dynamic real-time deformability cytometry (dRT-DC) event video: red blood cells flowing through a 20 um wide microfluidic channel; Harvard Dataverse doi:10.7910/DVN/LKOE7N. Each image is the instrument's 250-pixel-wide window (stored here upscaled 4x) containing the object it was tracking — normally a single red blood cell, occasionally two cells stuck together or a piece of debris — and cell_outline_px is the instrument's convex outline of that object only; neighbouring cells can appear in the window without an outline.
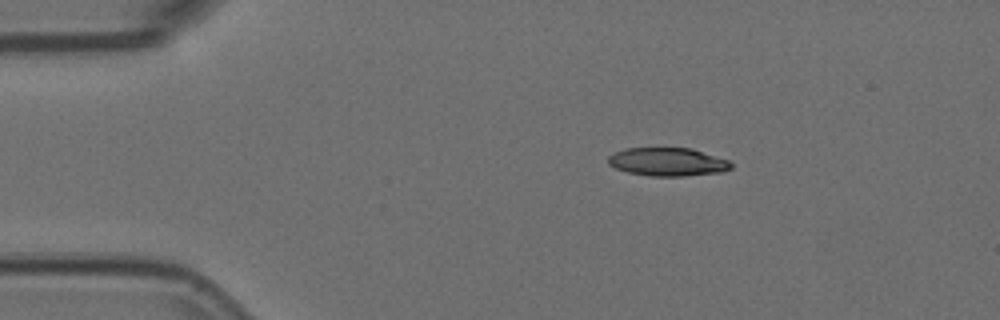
{"species": "Egyptian fruit bat (a non-hibernating species)", "species_latin": "Rousettus aegyptiacus", "temperature_condition": "room temperature", "stored_images_in_passage": 4, "camera_frame_rate_fps": 3000, "um_per_image_px": 0.085, "animal": {"sex": "female"}, "frame": {"image": 1, "passage_image": 1, "time_ms": 0.0, "image_size_px": [1000, 320], "cell_outline_px": [[732, 168], [720, 172], [684, 176], [652, 176], [628, 172], [616, 168], [608, 164], [608, 156], [612, 152], [624, 148], [692, 148], [728, 160], [732, 164]], "centroid_in_image_um": [56.72, 13.75], "position_along_channel_um": 28.3, "area_um2": 20.29}}
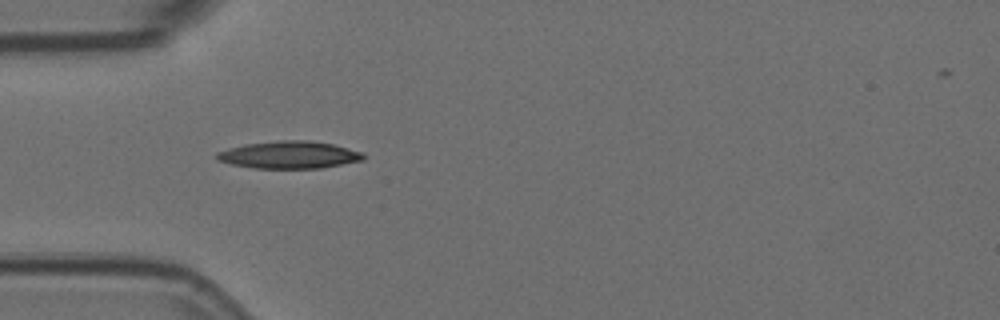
{"frame": {"image": 2, "passage_image": 3, "time_ms": 0.667, "image_size_px": [1000, 320], "cell_outline_px": [[364, 160], [320, 168], [256, 168], [232, 164], [216, 160], [216, 152], [228, 148], [244, 144], [280, 140], [308, 140], [332, 144], [364, 152]], "centroid_in_image_um": [24.57, 13.15], "position_along_channel_um": 60.4, "area_um2": 23.35}}
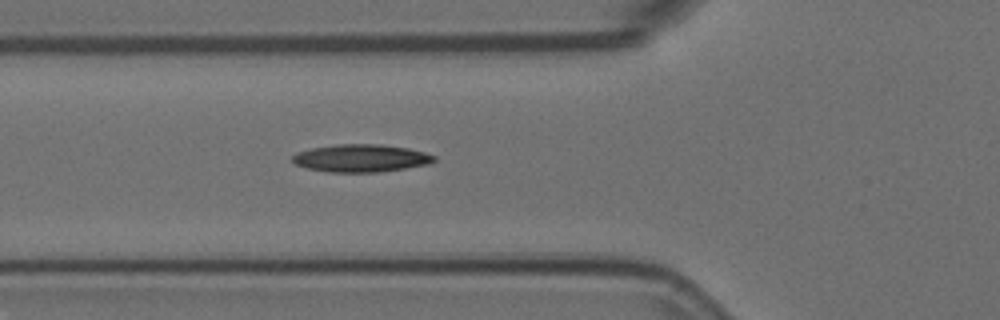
{"frame": {"image": 3, "passage_image": 4, "time_ms": 1.0, "image_size_px": [1000, 320], "cell_outline_px": [[436, 160], [428, 164], [380, 172], [328, 172], [308, 168], [296, 164], [292, 160], [292, 156], [296, 152], [312, 148], [336, 144], [380, 144], [408, 148], [424, 152], [436, 156]], "centroid_in_image_um": [30.68, 13.44], "position_along_channel_um": 95.1, "area_um2": 22.77}}